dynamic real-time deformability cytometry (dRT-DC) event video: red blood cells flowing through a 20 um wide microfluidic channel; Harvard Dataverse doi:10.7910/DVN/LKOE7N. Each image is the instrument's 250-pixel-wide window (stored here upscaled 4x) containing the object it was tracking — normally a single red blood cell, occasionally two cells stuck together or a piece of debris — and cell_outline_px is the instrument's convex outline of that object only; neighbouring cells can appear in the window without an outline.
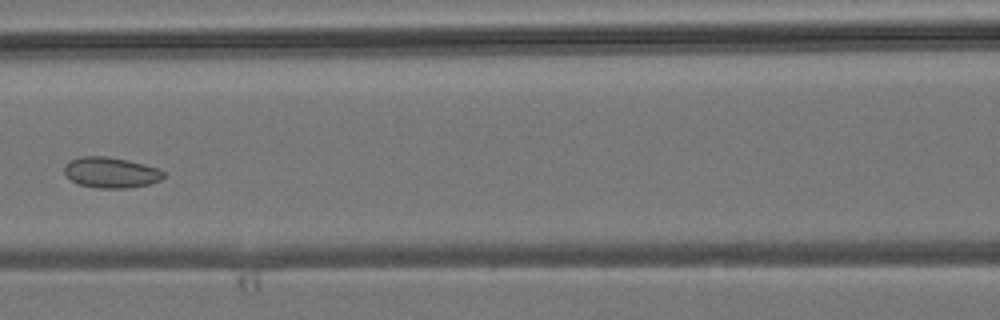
{"species": "common noctule bat (a hibernating species)", "species_latin": "Nyctalus noctula", "temperature_condition": "room temperature", "stored_images_in_passage": 6, "camera_frame_rate_fps": 3000, "um_per_image_px": 0.085, "animal": {"sex": "male", "body_mass_g": 19.2, "forearm_length_mm": 51.8}, "frame": {"image": 1, "passage_image": 6, "time_ms": 5.667, "image_size_px": [1000, 320], "cell_outline_px": [[164, 176], [160, 180], [148, 184], [128, 188], [96, 188], [80, 184], [72, 180], [64, 172], [64, 164], [68, 160], [80, 156], [108, 156], [128, 160], [144, 164], [156, 168], [164, 172]], "centroid_in_image_um": [9.39, 14.65], "position_along_channel_um": 157.2, "area_um2": 17.74}}